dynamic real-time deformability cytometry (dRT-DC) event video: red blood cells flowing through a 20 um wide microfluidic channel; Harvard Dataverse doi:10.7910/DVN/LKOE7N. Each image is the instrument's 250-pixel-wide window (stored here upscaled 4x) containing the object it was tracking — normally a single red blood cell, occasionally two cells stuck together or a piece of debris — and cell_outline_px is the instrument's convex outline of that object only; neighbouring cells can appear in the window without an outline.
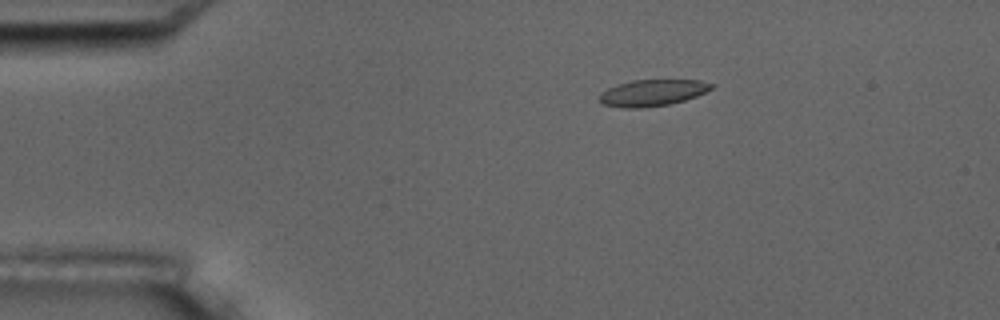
{"species": "common noctule bat (a hibernating species)", "species_latin": "Nyctalus noctula", "temperature_condition": "room temperature", "stored_images_in_passage": 7, "camera_frame_rate_fps": 3000, "um_per_image_px": 0.085, "animal": {"sex": "male", "body_mass_g": 17.5, "forearm_length_mm": 52.3}, "frame": {"image": 1, "passage_image": 4, "time_ms": 3.333, "image_size_px": [1000, 320], "cell_outline_px": [[716, 84], [712, 88], [696, 96], [684, 100], [668, 104], [644, 108], [624, 108], [604, 104], [600, 100], [600, 92], [608, 88], [632, 80], [700, 80]], "centroid_in_image_um": [55.47, 7.88], "position_along_channel_um": 29.5, "area_um2": 17.11}}
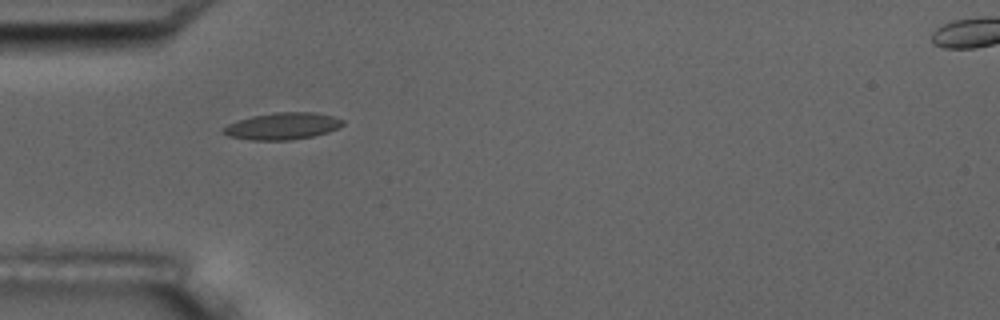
{"frame": {"image": 2, "passage_image": 6, "time_ms": 5.667, "image_size_px": [1000, 320], "cell_outline_px": [[344, 124], [328, 132], [312, 136], [288, 140], [248, 140], [228, 136], [220, 132], [220, 128], [236, 120], [252, 116], [276, 112], [316, 112], [332, 116], [344, 120]], "centroid_in_image_um": [23.94, 10.72], "position_along_channel_um": 61.1, "area_um2": 18.84}}